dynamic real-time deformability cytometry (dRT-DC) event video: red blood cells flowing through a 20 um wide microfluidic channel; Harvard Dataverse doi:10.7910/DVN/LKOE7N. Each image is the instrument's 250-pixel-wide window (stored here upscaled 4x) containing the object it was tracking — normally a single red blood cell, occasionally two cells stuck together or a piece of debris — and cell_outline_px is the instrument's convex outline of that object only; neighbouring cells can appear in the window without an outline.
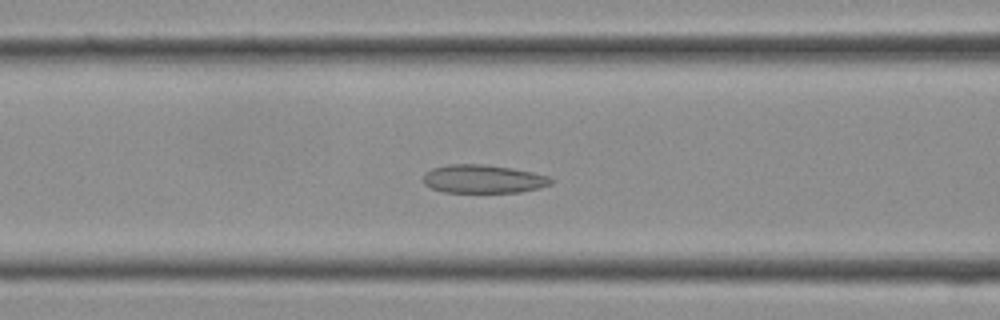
{"species": "Egyptian fruit bat (a non-hibernating species)", "species_latin": "Rousettus aegyptiacus", "temperature_condition": "cold", "stored_images_in_passage": 27, "camera_frame_rate_fps": 3000, "um_per_image_px": 0.085, "frame": {"image": 1, "passage_image": 9, "time_ms": 2.667, "image_size_px": [1000, 320], "cell_outline_px": [[556, 180], [552, 184], [540, 188], [520, 192], [444, 192], [432, 188], [424, 184], [424, 172], [432, 168], [448, 164], [484, 164], [512, 168], [532, 172], [548, 176]], "centroid_in_image_um": [41.1, 15.21], "position_along_channel_um": 125.5, "area_um2": 21.27}}
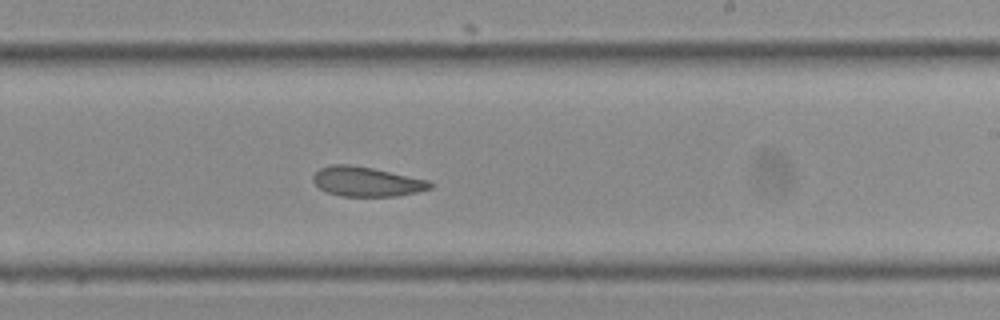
{"frame": {"image": 2, "passage_image": 15, "time_ms": 4.667, "image_size_px": [1000, 320], "cell_outline_px": [[432, 188], [416, 192], [396, 196], [340, 196], [328, 192], [320, 188], [312, 180], [312, 176], [320, 168], [332, 164], [348, 164], [372, 168], [428, 180], [432, 184]], "centroid_in_image_um": [31.14, 15.43], "position_along_channel_um": 257.9, "area_um2": 20.0}}
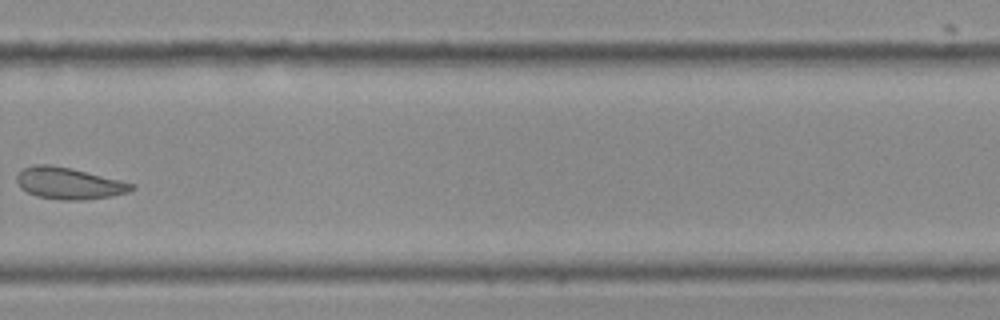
{"frame": {"image": 3, "passage_image": 18, "time_ms": 5.667, "image_size_px": [1000, 320], "cell_outline_px": [[136, 188], [128, 192], [108, 196], [84, 200], [60, 200], [36, 196], [20, 188], [16, 180], [16, 176], [24, 168], [32, 164], [52, 164], [72, 168], [136, 184]], "centroid_in_image_um": [5.84, 15.57], "position_along_channel_um": 324.0, "area_um2": 21.27}}